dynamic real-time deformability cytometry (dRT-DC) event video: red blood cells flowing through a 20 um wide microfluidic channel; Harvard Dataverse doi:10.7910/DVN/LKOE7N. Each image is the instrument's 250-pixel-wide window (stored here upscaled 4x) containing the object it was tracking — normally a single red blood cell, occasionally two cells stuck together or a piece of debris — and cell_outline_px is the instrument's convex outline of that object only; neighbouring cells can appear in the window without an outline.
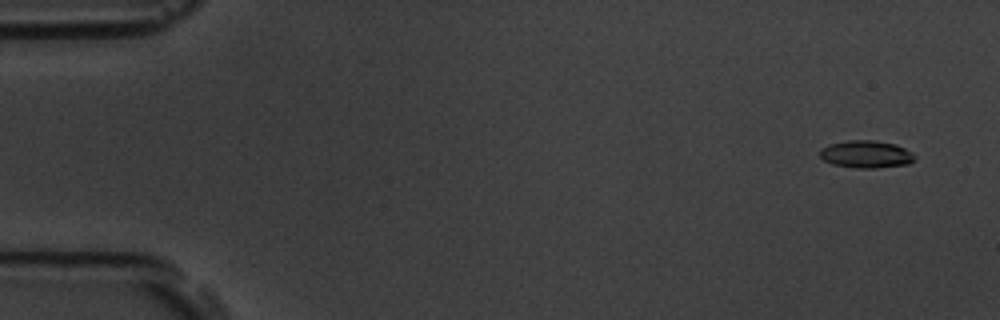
{"species": "common noctule bat (a hibernating species)", "species_latin": "Nyctalus noctula", "temperature_condition": "room temperature", "stored_images_in_passage": 14, "camera_frame_rate_fps": 3000, "um_per_image_px": 0.085, "animal": {"sex": "male", "body_mass_g": 19.5, "forearm_length_mm": 54.6}, "frame": {"image": 1, "passage_image": 4, "time_ms": 1.0, "image_size_px": [1000, 320], "cell_outline_px": [[916, 156], [908, 164], [876, 168], [856, 168], [832, 164], [824, 160], [820, 156], [820, 148], [828, 144], [848, 140], [872, 140], [896, 144], [912, 152]], "centroid_in_image_um": [73.6, 13.1], "position_along_channel_um": 11.4, "area_um2": 15.2}}